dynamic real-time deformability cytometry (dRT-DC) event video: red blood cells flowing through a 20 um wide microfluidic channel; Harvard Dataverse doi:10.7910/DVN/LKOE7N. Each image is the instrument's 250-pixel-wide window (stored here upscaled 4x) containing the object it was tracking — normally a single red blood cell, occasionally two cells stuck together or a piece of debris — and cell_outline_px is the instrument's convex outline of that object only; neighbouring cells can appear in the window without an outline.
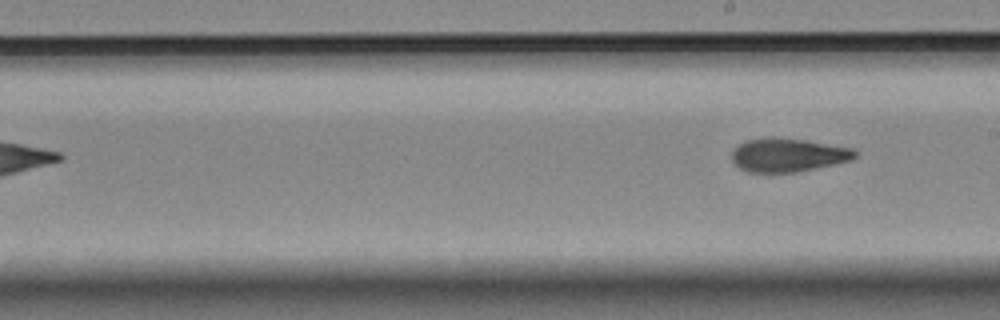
{"species": "Egyptian fruit bat (a non-hibernating species)", "species_latin": "Rousettus aegyptiacus", "temperature_condition": "room temperature", "stored_images_in_passage": 11, "segment_of_instrument_passage": [2, 2], "camera_frame_rate_fps": 3000, "um_per_image_px": 0.085, "animal": {"sex": "female"}, "frame": {"image": 1, "passage_image": 11, "time_ms": 12.333, "image_size_px": [1000, 320], "cell_outline_px": [[856, 156], [852, 160], [796, 172], [748, 172], [740, 168], [732, 160], [732, 152], [744, 140], [764, 136], [776, 136], [804, 140], [856, 148]], "centroid_in_image_um": [66.98, 13.15], "position_along_channel_um": 222.0, "area_um2": 24.28}}